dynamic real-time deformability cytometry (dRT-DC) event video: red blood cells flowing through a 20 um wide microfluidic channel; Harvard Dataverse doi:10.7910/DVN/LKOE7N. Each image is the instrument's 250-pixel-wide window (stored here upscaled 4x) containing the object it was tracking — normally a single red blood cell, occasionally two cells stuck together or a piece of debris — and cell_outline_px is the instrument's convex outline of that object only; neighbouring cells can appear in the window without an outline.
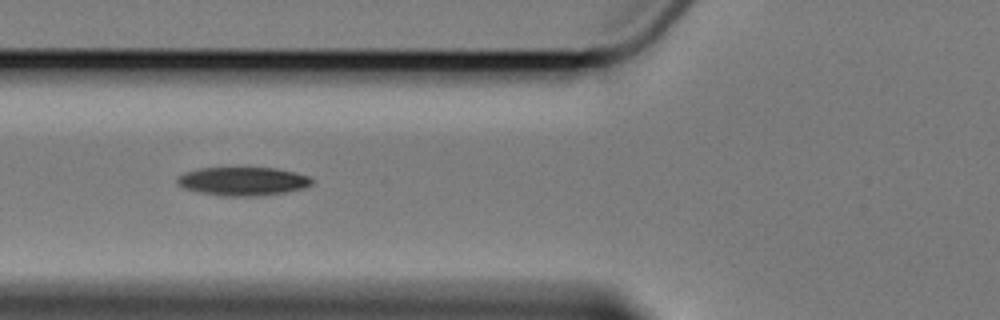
{"species": "Egyptian fruit bat (a non-hibernating species)", "species_latin": "Rousettus aegyptiacus", "temperature_condition": "cold", "stored_images_in_passage": 6, "camera_frame_rate_fps": 3000, "um_per_image_px": 0.085, "animal": {"sex": "female"}, "frame": {"image": 1, "passage_image": 4, "time_ms": 3.667, "image_size_px": [1000, 320], "cell_outline_px": [[312, 184], [304, 188], [288, 192], [256, 196], [220, 196], [196, 192], [184, 188], [176, 184], [176, 176], [184, 172], [200, 168], [276, 168], [296, 172], [312, 176]], "centroid_in_image_um": [20.63, 15.41], "position_along_channel_um": 105.2, "area_um2": 22.77}}
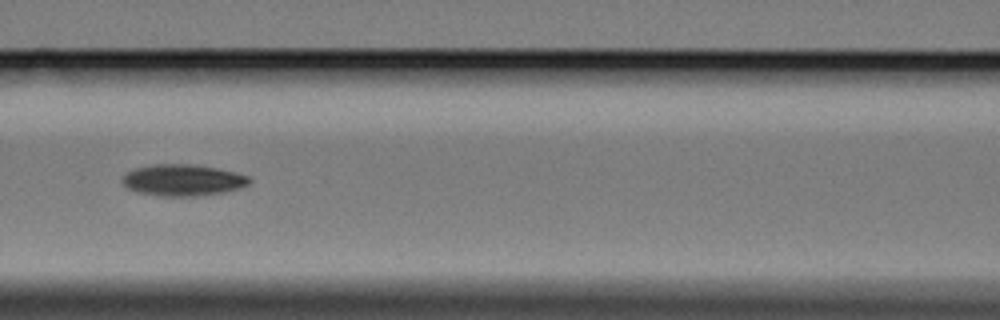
{"frame": {"image": 2, "passage_image": 5, "time_ms": 5.0, "image_size_px": [1000, 320], "cell_outline_px": [[252, 180], [248, 184], [240, 188], [224, 192], [196, 196], [164, 196], [136, 192], [128, 188], [120, 180], [128, 172], [136, 168], [152, 164], [192, 164], [216, 168], [236, 172], [248, 176]], "centroid_in_image_um": [15.55, 15.31], "position_along_channel_um": 151.0, "area_um2": 23.24}}
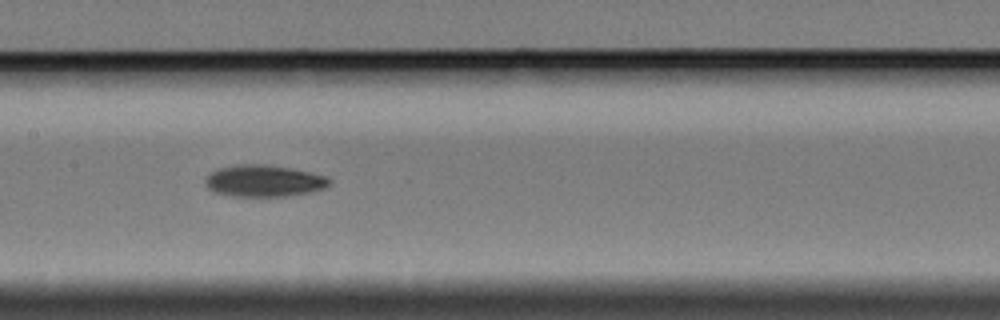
{"frame": {"image": 3, "passage_image": 6, "time_ms": 6.0, "image_size_px": [1000, 320], "cell_outline_px": [[332, 184], [324, 188], [312, 192], [288, 196], [232, 196], [216, 192], [208, 188], [204, 180], [216, 168], [236, 164], [264, 164], [292, 168], [328, 176], [332, 180]], "centroid_in_image_um": [22.48, 15.37], "position_along_channel_um": 184.9, "area_um2": 23.18}}